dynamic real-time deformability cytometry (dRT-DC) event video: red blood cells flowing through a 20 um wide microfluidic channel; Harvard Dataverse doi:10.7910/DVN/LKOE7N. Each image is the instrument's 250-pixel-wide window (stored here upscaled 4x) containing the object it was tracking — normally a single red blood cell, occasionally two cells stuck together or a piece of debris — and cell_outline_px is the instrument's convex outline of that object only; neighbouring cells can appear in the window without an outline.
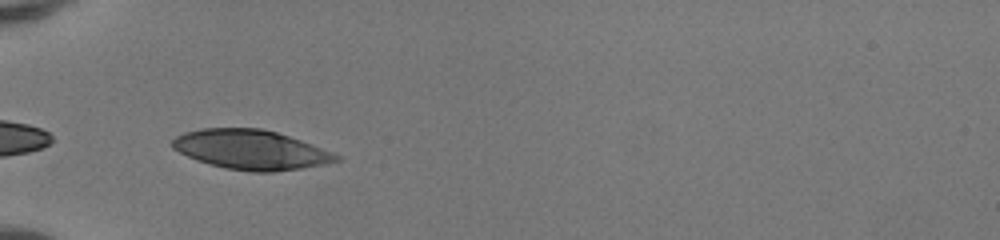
{"species": "human", "species_latin": "Homo sapiens", "temperature_condition": "room temperature", "stored_images_in_passage": 32, "camera_frame_rate_fps": 3000, "um_per_image_px": 0.085, "donor": {"sex": "female"}, "frame": {"image": 1, "passage_image": 1, "time_ms": 0.0, "image_size_px": [1000, 240], "cell_outline_px": [[340, 160], [324, 164], [300, 168], [272, 172], [248, 172], [224, 168], [208, 164], [196, 160], [172, 148], [172, 140], [176, 136], [184, 132], [204, 128], [260, 128], [276, 132], [300, 140], [340, 156]], "centroid_in_image_um": [21.27, 12.73], "position_along_channel_um": 63.7, "area_um2": 37.45}}
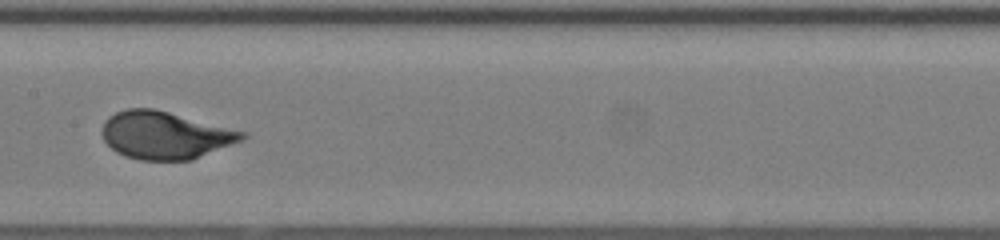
{"frame": {"image": 2, "passage_image": 11, "time_ms": 3.333, "image_size_px": [1000, 240], "cell_outline_px": [[248, 136], [244, 140], [192, 160], [140, 160], [124, 156], [116, 152], [104, 140], [100, 132], [104, 120], [108, 116], [116, 112], [128, 108], [152, 108], [248, 132]], "centroid_in_image_um": [14.04, 11.5], "position_along_channel_um": 193.4, "area_um2": 39.07}}
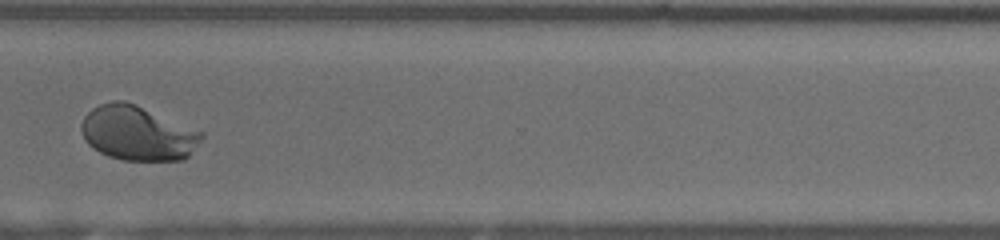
{"frame": {"image": 3, "passage_image": 23, "time_ms": 7.333, "image_size_px": [1000, 240], "cell_outline_px": [[204, 136], [188, 156], [184, 160], [124, 160], [108, 156], [92, 148], [84, 140], [80, 128], [80, 124], [84, 116], [92, 108], [100, 104], [112, 100], [124, 100], [204, 132]], "centroid_in_image_um": [11.66, 11.32], "position_along_channel_um": 358.9, "area_um2": 38.21}, "authors_computed_cell_mechanics": {"area_um2": 38.1769, "velocity_mm_per_s": 4.1367, "shape_relaxation_time_tau1_ms": 3.0937, "shape_relaxation_time_tau2_ms": null, "deformation_change_tau1": 0.1897, "deformation_change_tau2": null}}